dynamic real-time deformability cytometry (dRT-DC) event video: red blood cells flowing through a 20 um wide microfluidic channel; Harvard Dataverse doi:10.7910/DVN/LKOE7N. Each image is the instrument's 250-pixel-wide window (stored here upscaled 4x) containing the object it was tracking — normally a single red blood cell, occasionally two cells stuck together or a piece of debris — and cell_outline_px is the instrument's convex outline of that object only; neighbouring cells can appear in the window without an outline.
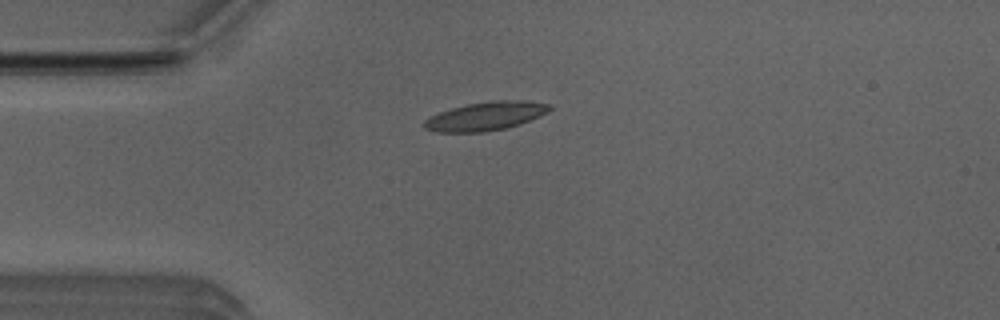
{"species": "Egyptian fruit bat (a non-hibernating species)", "species_latin": "Rousettus aegyptiacus", "temperature_condition": "room temperature", "stored_images_in_passage": 4, "camera_frame_rate_fps": 3000, "um_per_image_px": 0.085, "animal": {"sex": "male"}, "frame": {"image": 1, "passage_image": 4, "time_ms": 1.0, "image_size_px": [1000, 320], "cell_outline_px": [[552, 108], [548, 112], [528, 120], [504, 128], [484, 132], [436, 132], [424, 128], [420, 124], [428, 116], [452, 108], [468, 104], [492, 100], [524, 100], [548, 104]], "centroid_in_image_um": [41.2, 9.87], "position_along_channel_um": 43.8, "area_um2": 20.75}}